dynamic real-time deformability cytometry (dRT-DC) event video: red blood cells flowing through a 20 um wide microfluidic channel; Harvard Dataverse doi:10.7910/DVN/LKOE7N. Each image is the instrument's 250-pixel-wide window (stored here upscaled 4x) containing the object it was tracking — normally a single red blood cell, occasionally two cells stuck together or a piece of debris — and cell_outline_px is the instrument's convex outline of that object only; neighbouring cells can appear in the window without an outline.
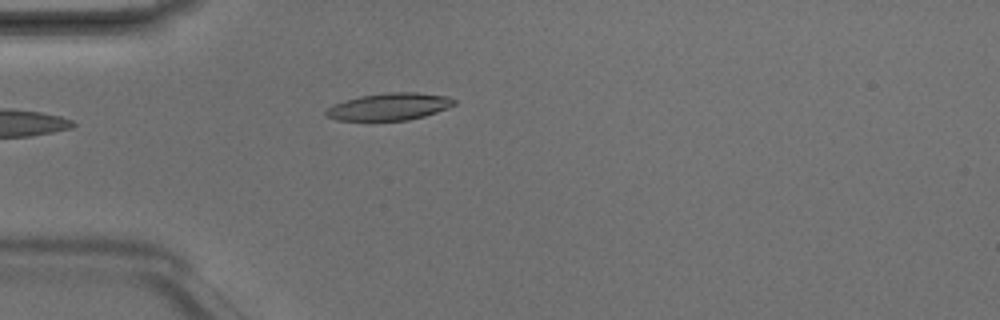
{"species": "Egyptian fruit bat (a non-hibernating species)", "species_latin": "Rousettus aegyptiacus", "temperature_condition": "room temperature", "stored_images_in_passage": 4, "camera_frame_rate_fps": 3000, "um_per_image_px": 0.085, "animal": {"sex": "male"}, "frame": {"image": 1, "passage_image": 4, "time_ms": 1.0, "image_size_px": [1000, 320], "cell_outline_px": [[456, 104], [448, 108], [424, 116], [408, 120], [336, 120], [328, 116], [324, 112], [332, 104], [344, 100], [360, 96], [388, 92], [416, 92], [448, 96], [456, 100]], "centroid_in_image_um": [33.11, 9.05], "position_along_channel_um": 51.9, "area_um2": 20.29}}